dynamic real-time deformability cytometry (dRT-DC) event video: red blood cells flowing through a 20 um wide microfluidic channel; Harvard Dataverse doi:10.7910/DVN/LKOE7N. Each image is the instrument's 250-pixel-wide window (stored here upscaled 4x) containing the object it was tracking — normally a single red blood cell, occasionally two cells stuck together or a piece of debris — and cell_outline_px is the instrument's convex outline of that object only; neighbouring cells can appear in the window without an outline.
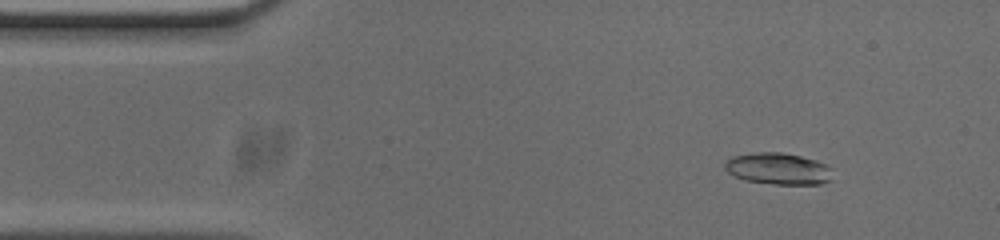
{"species": "common noctule bat (a hibernating species)", "species_latin": "Nyctalus noctula", "temperature_condition": "cold", "stored_images_in_passage": 53, "camera_frame_rate_fps": 3000, "um_per_image_px": 0.085, "animal": {"sex": "male", "body_mass_g": 20.0, "forearm_length_mm": 53.3}, "frame": {"image": 1, "passage_image": 6, "time_ms": 1.667, "image_size_px": [1000, 240], "cell_outline_px": [[832, 180], [820, 184], [776, 184], [744, 180], [728, 172], [724, 168], [724, 164], [732, 156], [756, 152], [780, 152], [800, 156], [816, 160], [832, 168]], "centroid_in_image_um": [66.17, 14.34], "position_along_channel_um": 18.8, "area_um2": 19.83}}
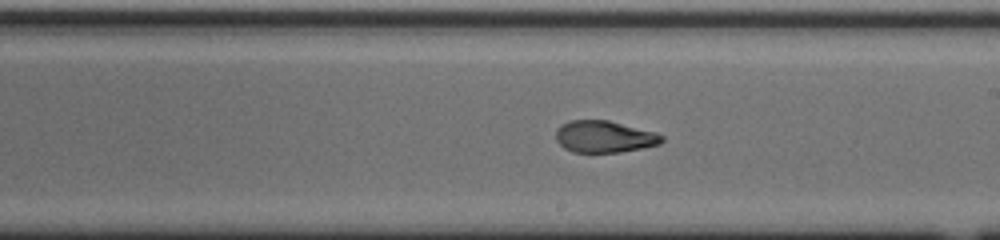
{"frame": {"image": 2, "passage_image": 29, "time_ms": 9.333, "image_size_px": [1000, 240], "cell_outline_px": [[664, 140], [660, 144], [620, 152], [572, 152], [564, 148], [556, 140], [556, 128], [560, 124], [568, 120], [608, 120], [656, 132], [664, 136]], "centroid_in_image_um": [51.34, 11.61], "position_along_channel_um": 237.7, "area_um2": 19.77}}
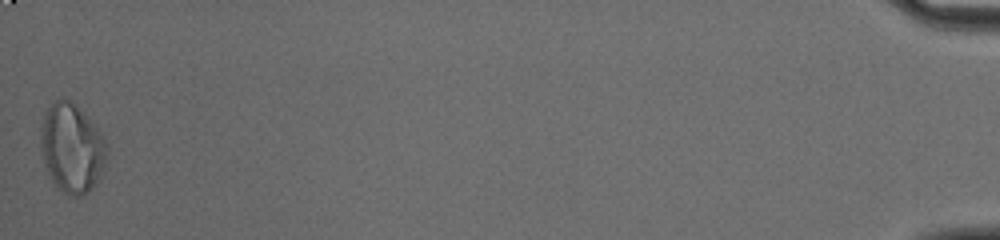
{"frame": {"image": 3, "passage_image": 53, "time_ms": 17.333, "image_size_px": [1000, 240], "cell_outline_px": [[108, 148], [104, 168], [100, 180], [88, 192], [80, 196], [68, 196], [52, 180], [48, 172], [40, 148], [40, 136], [44, 116], [48, 108], [60, 96], [64, 96], [96, 128], [108, 144]], "centroid_in_image_um": [6.12, 12.64], "position_along_channel_um": 429.1, "area_um2": 33.81}, "authors_computed_cell_mechanics": {"area_um2": 20.1144, "velocity_mm_per_s": 3.755, "shape_relaxation_time_tau1_ms": 8.6503, "shape_relaxation_time_tau2_ms": 1.213, "deformation_change_tau1": 0.313, "deformation_change_tau2": 0.0705}}